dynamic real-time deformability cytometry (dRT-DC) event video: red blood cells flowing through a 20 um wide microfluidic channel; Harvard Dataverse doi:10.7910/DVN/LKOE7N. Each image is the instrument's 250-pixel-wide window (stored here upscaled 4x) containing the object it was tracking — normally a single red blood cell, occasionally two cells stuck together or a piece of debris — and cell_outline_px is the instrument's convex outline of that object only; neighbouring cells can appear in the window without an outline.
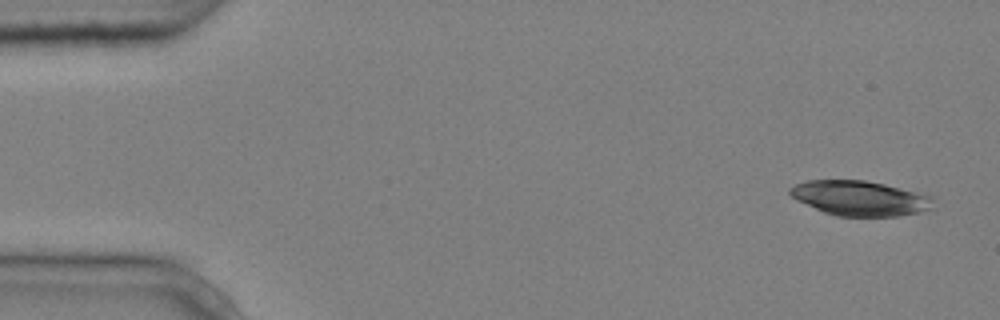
{"species": "common noctule bat (a hibernating species)", "species_latin": "Nyctalus noctula", "temperature_condition": "cold", "stored_images_in_passage": 7, "camera_frame_rate_fps": 3000, "um_per_image_px": 0.085, "animal": {"sex": "male", "body_mass_g": 20.4}, "frame": {"image": 1, "passage_image": 1, "time_ms": 0.0, "image_size_px": [1000, 320], "cell_outline_px": [[936, 208], [920, 212], [900, 216], [836, 216], [824, 212], [796, 200], [788, 192], [788, 188], [796, 184], [808, 180], [864, 180], [884, 184], [936, 196]], "centroid_in_image_um": [73.18, 16.85], "position_along_channel_um": 11.8, "area_um2": 29.59}}
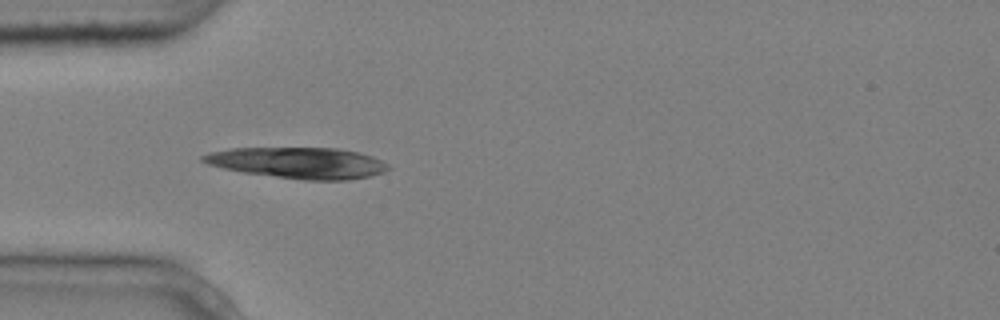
{"frame": {"image": 2, "passage_image": 4, "time_ms": 1.0, "image_size_px": [1000, 320], "cell_outline_px": [[392, 168], [384, 172], [372, 176], [348, 180], [304, 180], [244, 172], [224, 168], [208, 164], [200, 160], [200, 156], [208, 152], [232, 148], [336, 148], [360, 152], [372, 156], [388, 164]], "centroid_in_image_um": [25.38, 13.84], "position_along_channel_um": 59.6, "area_um2": 33.64}}